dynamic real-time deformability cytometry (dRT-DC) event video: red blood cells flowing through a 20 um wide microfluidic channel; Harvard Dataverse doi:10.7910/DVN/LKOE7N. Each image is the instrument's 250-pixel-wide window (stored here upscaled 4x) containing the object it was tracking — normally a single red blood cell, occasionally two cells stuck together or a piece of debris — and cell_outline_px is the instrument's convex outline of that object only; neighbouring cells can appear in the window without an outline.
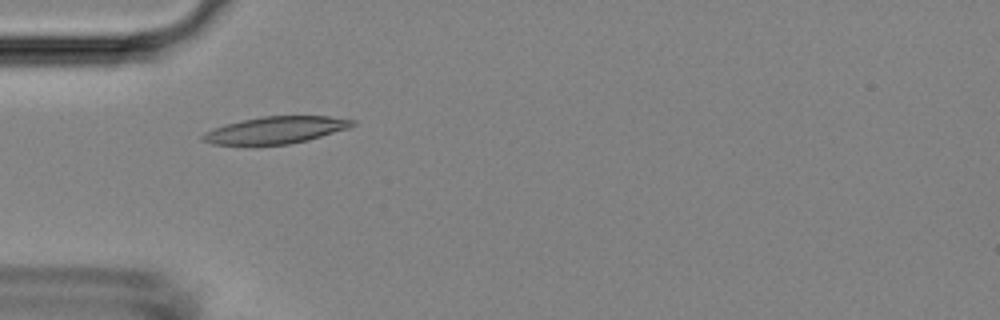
{"species": "Egyptian fruit bat (a non-hibernating species)", "species_latin": "Rousettus aegyptiacus", "temperature_condition": "room temperature", "stored_images_in_passage": 6, "camera_frame_rate_fps": 3000, "um_per_image_px": 0.085, "animal": {"sex": "female"}, "frame": {"image": 1, "passage_image": 5, "time_ms": 4.667, "image_size_px": [1000, 320], "cell_outline_px": [[356, 124], [348, 128], [308, 140], [288, 144], [256, 148], [252, 148], [212, 144], [200, 140], [200, 136], [204, 132], [212, 128], [224, 124], [264, 116], [328, 116], [356, 120]], "centroid_in_image_um": [23.32, 11.11], "position_along_channel_um": 61.7, "area_um2": 24.57}}